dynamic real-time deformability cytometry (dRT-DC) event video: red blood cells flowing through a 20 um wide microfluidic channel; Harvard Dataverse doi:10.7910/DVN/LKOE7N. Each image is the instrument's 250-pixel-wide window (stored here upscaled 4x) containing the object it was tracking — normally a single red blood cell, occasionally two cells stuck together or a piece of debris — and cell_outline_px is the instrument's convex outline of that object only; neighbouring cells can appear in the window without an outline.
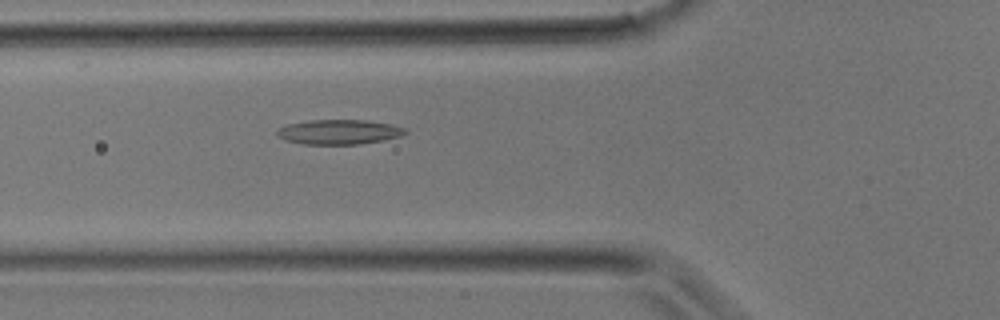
{"species": "common noctule bat (a hibernating species)", "species_latin": "Nyctalus noctula", "temperature_condition": "room temperature", "stored_images_in_passage": 30, "camera_frame_rate_fps": 3000, "um_per_image_px": 0.085, "animal": {"sex": "male", "body_mass_g": 17.9}, "frame": {"image": 1, "passage_image": 7, "time_ms": 2.0, "image_size_px": [1000, 320], "cell_outline_px": [[408, 132], [400, 136], [384, 140], [360, 144], [304, 144], [284, 140], [276, 136], [276, 132], [280, 128], [288, 124], [308, 120], [368, 120], [392, 124], [408, 128]], "centroid_in_image_um": [28.84, 11.21], "position_along_channel_um": 97.0, "area_um2": 18.67}}
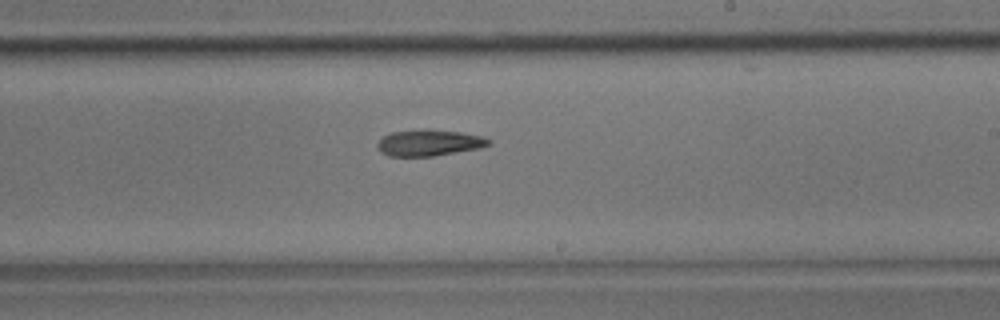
{"frame": {"image": 2, "passage_image": 15, "time_ms": 4.667, "image_size_px": [1000, 320], "cell_outline_px": [[492, 140], [488, 144], [480, 148], [432, 156], [388, 156], [380, 152], [376, 148], [376, 144], [384, 136], [392, 132], [460, 132], [480, 136]], "centroid_in_image_um": [36.44, 12.19], "position_along_channel_um": 252.6, "area_um2": 16.07}}
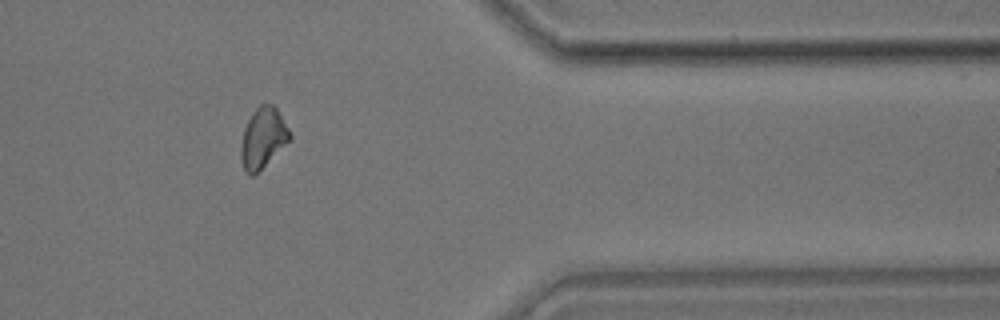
{"frame": {"image": 3, "passage_image": 23, "time_ms": 7.333, "image_size_px": [1000, 320], "cell_outline_px": [[292, 140], [252, 176], [244, 168], [240, 160], [240, 148], [244, 128], [248, 120], [256, 108], [260, 104], [272, 104], [276, 108], [288, 128], [292, 136]], "centroid_in_image_um": [22.36, 11.72], "position_along_channel_um": 389.0, "area_um2": 16.99}}